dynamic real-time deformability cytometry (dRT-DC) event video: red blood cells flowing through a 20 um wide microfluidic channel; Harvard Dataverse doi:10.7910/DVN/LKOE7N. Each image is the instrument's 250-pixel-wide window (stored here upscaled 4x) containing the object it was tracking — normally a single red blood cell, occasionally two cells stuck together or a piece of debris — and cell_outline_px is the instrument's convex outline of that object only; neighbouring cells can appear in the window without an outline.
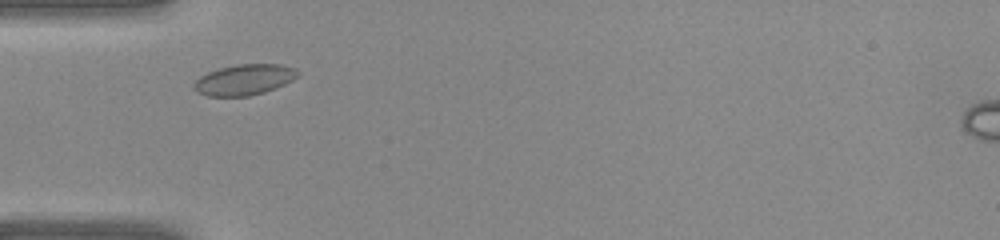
{"species": "common noctule bat (a hibernating species)", "species_latin": "Nyctalus noctula", "temperature_condition": "warm", "stored_images_in_passage": 27, "camera_frame_rate_fps": 3000, "um_per_image_px": 0.085, "animal": {"sex": "female", "body_mass_g": 22.0, "forearm_length_mm": 56.7}, "frame": {"image": 1, "passage_image": 3, "time_ms": 0.667, "image_size_px": [1000, 240], "cell_outline_px": [[300, 72], [292, 80], [276, 88], [264, 92], [248, 96], [208, 96], [196, 92], [192, 88], [192, 84], [200, 76], [208, 72], [220, 68], [236, 64], [280, 64], [296, 68]], "centroid_in_image_um": [20.74, 6.77], "position_along_channel_um": 64.3, "area_um2": 18.67}}
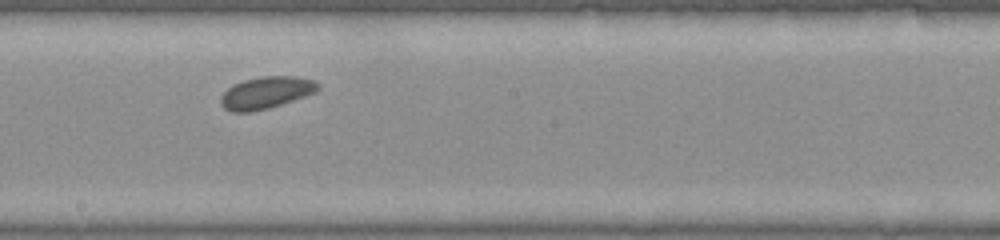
{"frame": {"image": 2, "passage_image": 13, "time_ms": 4.0, "image_size_px": [1000, 240], "cell_outline_px": [[320, 88], [316, 92], [268, 108], [252, 112], [232, 112], [224, 108], [220, 104], [220, 96], [228, 88], [244, 80], [264, 76], [296, 76], [316, 80], [320, 84]], "centroid_in_image_um": [22.63, 7.87], "position_along_channel_um": 225.6, "area_um2": 18.09}}
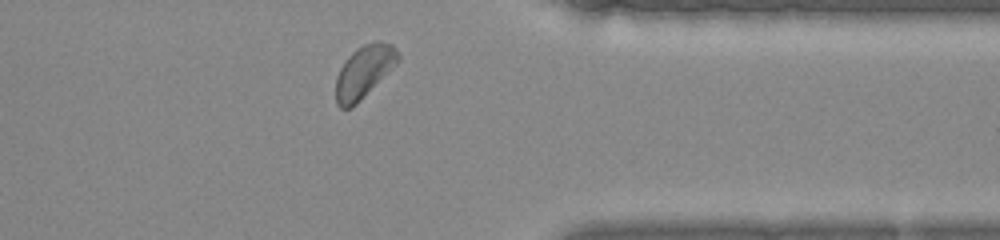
{"frame": {"image": 3, "passage_image": 23, "time_ms": 7.333, "image_size_px": [1000, 240], "cell_outline_px": [[400, 60], [352, 108], [340, 108], [336, 104], [336, 76], [340, 68], [348, 56], [356, 48], [364, 44], [376, 40], [380, 40], [392, 44], [396, 48], [400, 56]], "centroid_in_image_um": [30.94, 6.07], "position_along_channel_um": 380.5, "area_um2": 18.96}}